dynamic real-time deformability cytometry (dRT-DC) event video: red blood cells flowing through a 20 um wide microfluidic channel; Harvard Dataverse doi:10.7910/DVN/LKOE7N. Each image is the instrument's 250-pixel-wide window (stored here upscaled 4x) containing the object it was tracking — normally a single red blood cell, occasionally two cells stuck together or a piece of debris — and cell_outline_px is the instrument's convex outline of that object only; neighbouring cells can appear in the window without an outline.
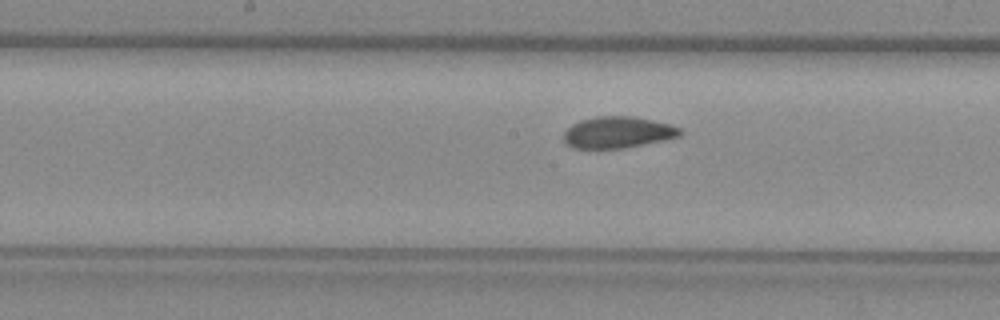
{"species": "common noctule bat (a hibernating species)", "species_latin": "Nyctalus noctula", "temperature_condition": "warm", "stored_images_in_passage": 7, "segment_of_instrument_passage": [3, 3], "camera_frame_rate_fps": 3000, "um_per_image_px": 0.085, "animal": {"sex": "female", "body_mass_g": 29.2, "forearm_length_mm": 56.3}, "frame": {"image": 1, "passage_image": 7, "time_ms": 8.0, "image_size_px": [1000, 320], "cell_outline_px": [[684, 132], [680, 136], [664, 140], [624, 148], [572, 148], [564, 144], [564, 132], [572, 124], [580, 120], [596, 116], [632, 116], [672, 124], [680, 128]], "centroid_in_image_um": [52.52, 11.25], "position_along_channel_um": 195.7, "area_um2": 21.5}}